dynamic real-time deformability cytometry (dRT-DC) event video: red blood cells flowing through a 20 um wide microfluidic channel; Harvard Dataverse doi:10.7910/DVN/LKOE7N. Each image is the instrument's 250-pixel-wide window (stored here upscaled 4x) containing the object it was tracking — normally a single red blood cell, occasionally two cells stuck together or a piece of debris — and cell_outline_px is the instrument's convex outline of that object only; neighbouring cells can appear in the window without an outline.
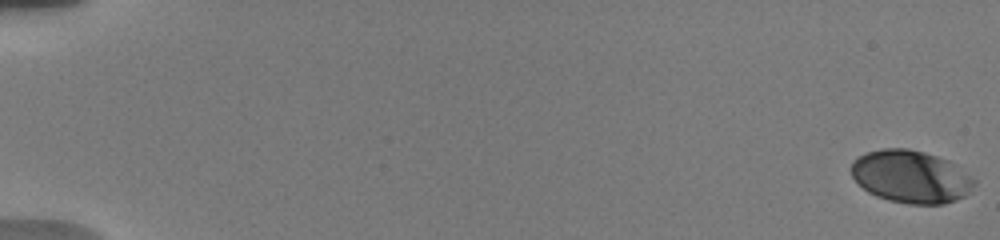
{"species": "human", "species_latin": "Homo sapiens", "temperature_condition": "warm", "stored_images_in_passage": 27, "camera_frame_rate_fps": 3000, "um_per_image_px": 0.085, "donor": {"sex": "male"}, "frame": {"image": 1, "passage_image": 1, "time_ms": 0.0, "image_size_px": [1000, 240], "cell_outline_px": [[976, 184], [964, 196], [956, 200], [944, 204], [908, 204], [888, 200], [876, 196], [868, 192], [852, 176], [848, 168], [852, 160], [868, 152], [880, 148], [908, 148], [924, 152], [948, 160], [956, 164], [972, 176], [976, 180]], "centroid_in_image_um": [77.42, 15.01], "position_along_channel_um": 7.6, "area_um2": 38.03}}
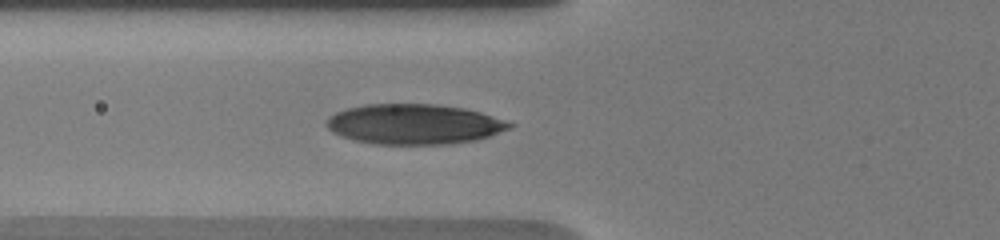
{"frame": {"image": 2, "passage_image": 18, "time_ms": 7.333, "image_size_px": [1000, 240], "cell_outline_px": [[516, 124], [512, 128], [476, 140], [448, 144], [376, 144], [356, 140], [340, 136], [332, 132], [324, 124], [328, 116], [336, 112], [348, 108], [364, 104], [436, 104], [464, 108], [480, 112]], "centroid_in_image_um": [35.18, 10.55], "position_along_channel_um": 90.6, "area_um2": 42.95}}
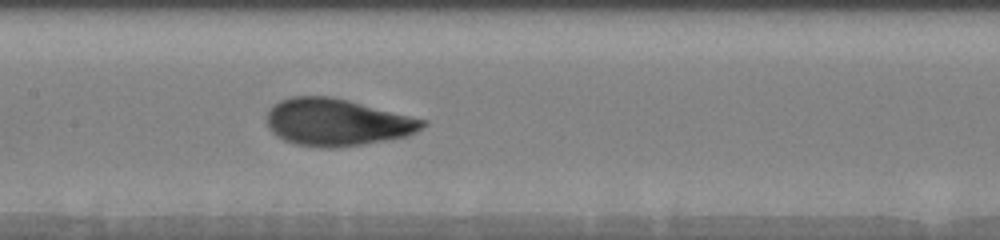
{"frame": {"image": 3, "passage_image": 27, "time_ms": 9.667, "image_size_px": [1000, 240], "cell_outline_px": [[428, 124], [416, 132], [404, 136], [364, 144], [336, 148], [320, 148], [296, 144], [284, 140], [276, 136], [268, 128], [268, 108], [272, 104], [280, 100], [292, 96], [332, 96], [428, 120]], "centroid_in_image_um": [28.62, 10.39], "position_along_channel_um": 178.8, "area_um2": 42.95}}